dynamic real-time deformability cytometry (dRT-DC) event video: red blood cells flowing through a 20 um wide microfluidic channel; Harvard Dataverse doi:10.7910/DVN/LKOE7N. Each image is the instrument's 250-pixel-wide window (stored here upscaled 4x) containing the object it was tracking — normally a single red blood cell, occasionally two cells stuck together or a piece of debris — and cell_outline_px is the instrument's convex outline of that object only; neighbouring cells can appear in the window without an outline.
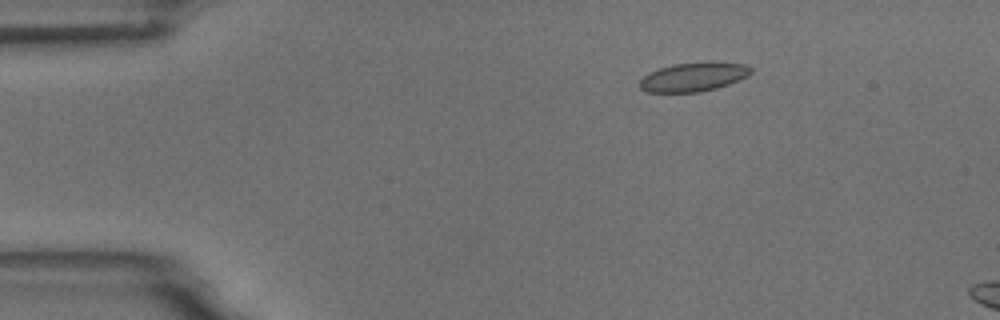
{"species": "common noctule bat (a hibernating species)", "species_latin": "Nyctalus noctula", "temperature_condition": "room temperature", "stored_images_in_passage": 15, "camera_frame_rate_fps": 3000, "um_per_image_px": 0.085, "animal": {"sex": "male", "body_mass_g": 18.8}, "frame": {"image": 1, "passage_image": 9, "time_ms": 2.667, "image_size_px": [1000, 320], "cell_outline_px": [[752, 72], [748, 76], [728, 84], [716, 88], [700, 92], [648, 92], [640, 88], [640, 80], [648, 72], [672, 64], [744, 64], [752, 68]], "centroid_in_image_um": [58.9, 6.58], "position_along_channel_um": 26.1, "area_um2": 18.03}}